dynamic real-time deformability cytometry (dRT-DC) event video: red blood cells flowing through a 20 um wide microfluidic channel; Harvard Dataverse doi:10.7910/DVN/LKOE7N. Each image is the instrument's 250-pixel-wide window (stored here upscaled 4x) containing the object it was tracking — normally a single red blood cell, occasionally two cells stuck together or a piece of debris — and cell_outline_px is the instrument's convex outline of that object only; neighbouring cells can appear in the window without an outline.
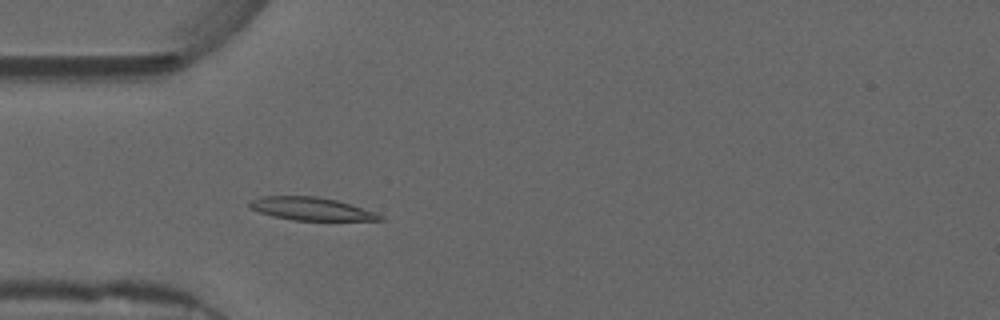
{"species": "common noctule bat (a hibernating species)", "species_latin": "Nyctalus noctula", "temperature_condition": "warm", "stored_images_in_passage": 40, "camera_frame_rate_fps": 3000, "um_per_image_px": 0.085, "animal": {"sex": "male", "forearm_length_mm": 52.5}, "frame": {"image": 1, "passage_image": 1, "time_ms": 0.0, "image_size_px": [1000, 320], "cell_outline_px": [[384, 220], [292, 220], [272, 216], [260, 212], [252, 208], [248, 204], [252, 200], [260, 196], [316, 196], [336, 200], [376, 212], [384, 216]], "centroid_in_image_um": [26.46, 17.75], "position_along_channel_um": 58.5, "area_um2": 17.28}}
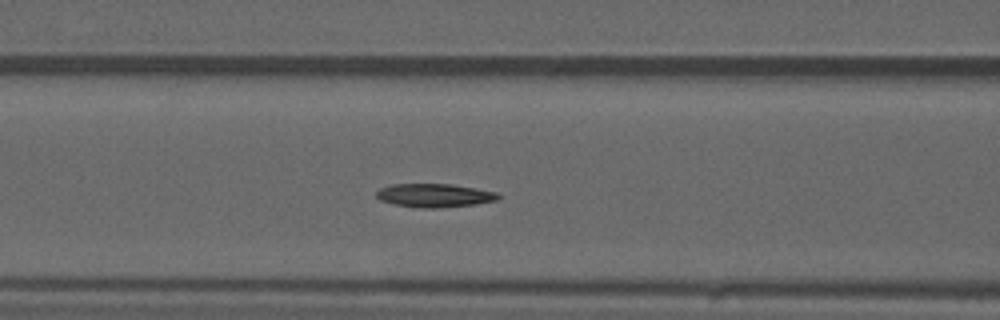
{"frame": {"image": 2, "passage_image": 7, "time_ms": 2.0, "image_size_px": [1000, 320], "cell_outline_px": [[500, 196], [496, 200], [476, 204], [436, 208], [416, 208], [396, 204], [380, 200], [376, 196], [376, 192], [380, 188], [392, 184], [448, 184], [476, 188], [496, 192]], "centroid_in_image_um": [36.91, 16.61], "position_along_channel_um": 129.7, "area_um2": 16.59}}
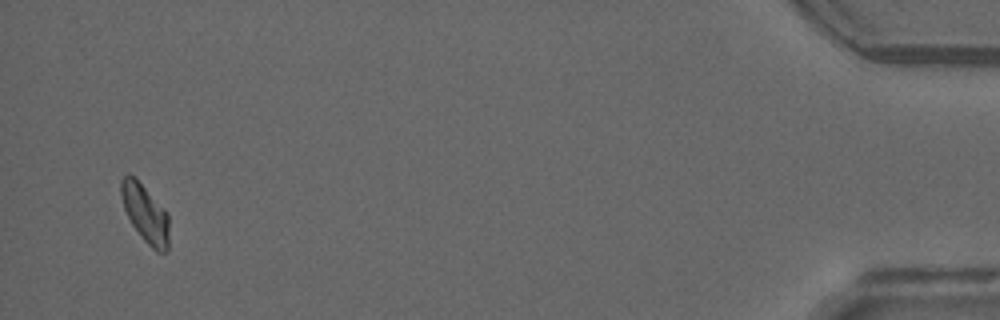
{"frame": {"image": 3, "passage_image": 38, "time_ms": 12.333, "image_size_px": [1000, 320], "cell_outline_px": [[168, 252], [156, 252], [144, 240], [132, 224], [124, 208], [120, 196], [120, 180], [128, 172], [168, 212]], "centroid_in_image_um": [12.34, 18.16], "position_along_channel_um": 422.9, "area_um2": 15.95}, "authors_computed_cell_mechanics": {"area_um2": 16.3863, "velocity_mm_per_s": 3.6933, "shape_relaxation_time_tau1_ms": 11.0304, "shape_relaxation_time_tau2_ms": null, "deformation_change_tau1": 0.2433, "deformation_change_tau2": null}}